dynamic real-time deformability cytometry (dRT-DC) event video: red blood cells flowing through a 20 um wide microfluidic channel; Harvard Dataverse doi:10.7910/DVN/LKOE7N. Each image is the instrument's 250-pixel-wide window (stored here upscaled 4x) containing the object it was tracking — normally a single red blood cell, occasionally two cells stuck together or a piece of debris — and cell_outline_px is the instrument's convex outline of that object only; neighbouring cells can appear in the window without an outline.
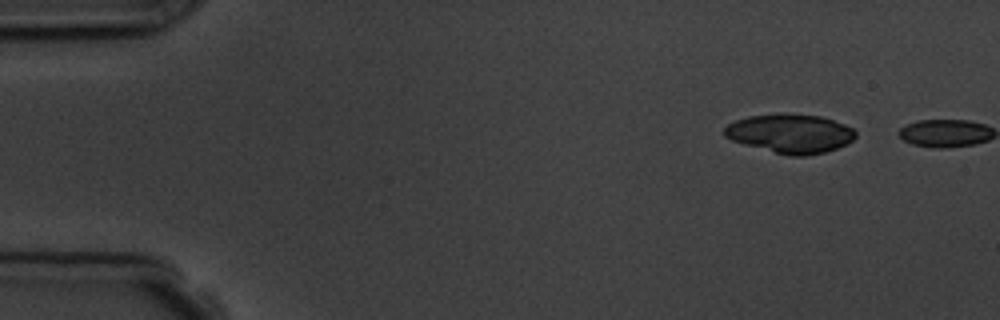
{"species": "common noctule bat (a hibernating species)", "species_latin": "Nyctalus noctula", "temperature_condition": "room temperature", "stored_images_in_passage": 2, "camera_frame_rate_fps": 3000, "um_per_image_px": 0.085, "animal": {"sex": "male", "body_mass_g": 19.5, "forearm_length_mm": 54.6}, "frame": {"image": 1, "passage_image": 1, "time_ms": 0.0, "image_size_px": [1000, 320], "cell_outline_px": [[856, 136], [848, 144], [824, 152], [804, 156], [788, 156], [744, 144], [732, 140], [724, 136], [724, 128], [728, 124], [736, 120], [748, 116], [784, 112], [820, 116], [844, 124], [852, 128], [856, 132]], "centroid_in_image_um": [67.17, 11.34], "position_along_channel_um": 17.8, "area_um2": 29.94}}